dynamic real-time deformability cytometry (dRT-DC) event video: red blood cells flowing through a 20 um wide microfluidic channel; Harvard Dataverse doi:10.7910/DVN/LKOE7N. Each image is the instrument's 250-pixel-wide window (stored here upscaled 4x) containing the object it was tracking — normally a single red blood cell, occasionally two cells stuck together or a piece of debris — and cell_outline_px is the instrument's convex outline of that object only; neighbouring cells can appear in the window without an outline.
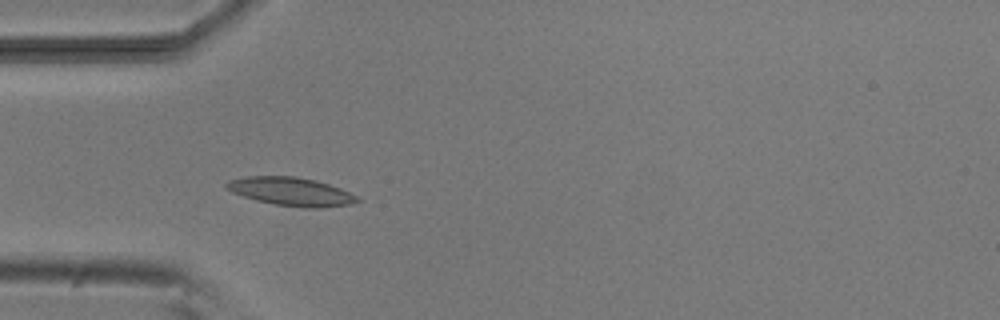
{"species": "common noctule bat (a hibernating species)", "species_latin": "Nyctalus noctula", "temperature_condition": "room temperature", "stored_images_in_passage": 5, "camera_frame_rate_fps": 3000, "um_per_image_px": 0.085, "animal": {"sex": "male", "body_mass_g": 20.5, "forearm_length_mm": 52.5}, "frame": {"image": 1, "passage_image": 3, "time_ms": 2.333, "image_size_px": [1000, 320], "cell_outline_px": [[360, 200], [352, 204], [320, 208], [304, 208], [276, 204], [256, 200], [232, 192], [224, 184], [228, 180], [244, 176], [296, 176], [316, 180], [340, 188], [356, 196]], "centroid_in_image_um": [24.74, 16.27], "position_along_channel_um": 60.3, "area_um2": 21.56}}
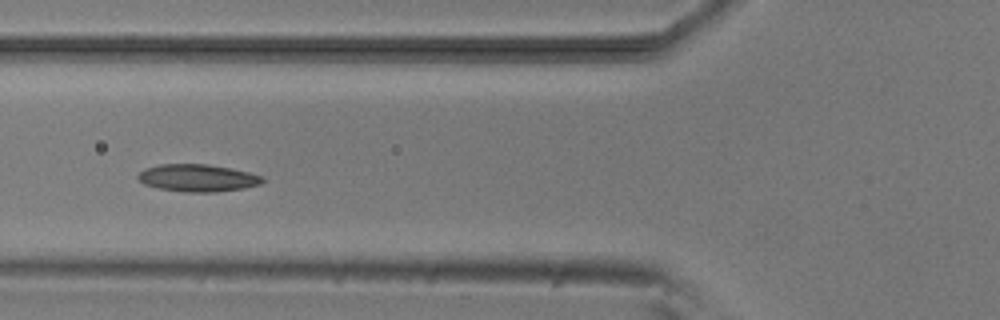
{"frame": {"image": 2, "passage_image": 4, "time_ms": 3.667, "image_size_px": [1000, 320], "cell_outline_px": [[264, 180], [260, 184], [244, 188], [216, 192], [184, 192], [156, 188], [144, 184], [136, 176], [144, 168], [160, 164], [208, 164], [248, 172], [264, 176]], "centroid_in_image_um": [16.78, 15.13], "position_along_channel_um": 109.0, "area_um2": 19.88}}
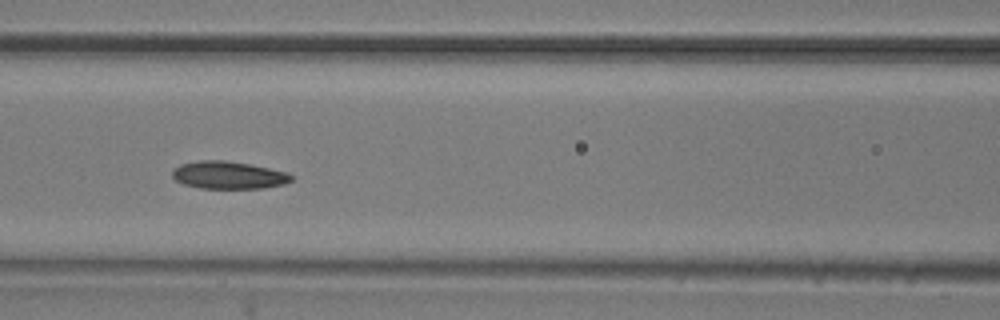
{"frame": {"image": 3, "passage_image": 5, "time_ms": 4.667, "image_size_px": [1000, 320], "cell_outline_px": [[292, 180], [284, 184], [264, 188], [200, 188], [184, 184], [176, 180], [172, 176], [172, 172], [180, 164], [200, 160], [224, 160], [248, 164], [288, 172], [292, 176]], "centroid_in_image_um": [19.43, 14.88], "position_along_channel_um": 147.2, "area_um2": 18.96}}